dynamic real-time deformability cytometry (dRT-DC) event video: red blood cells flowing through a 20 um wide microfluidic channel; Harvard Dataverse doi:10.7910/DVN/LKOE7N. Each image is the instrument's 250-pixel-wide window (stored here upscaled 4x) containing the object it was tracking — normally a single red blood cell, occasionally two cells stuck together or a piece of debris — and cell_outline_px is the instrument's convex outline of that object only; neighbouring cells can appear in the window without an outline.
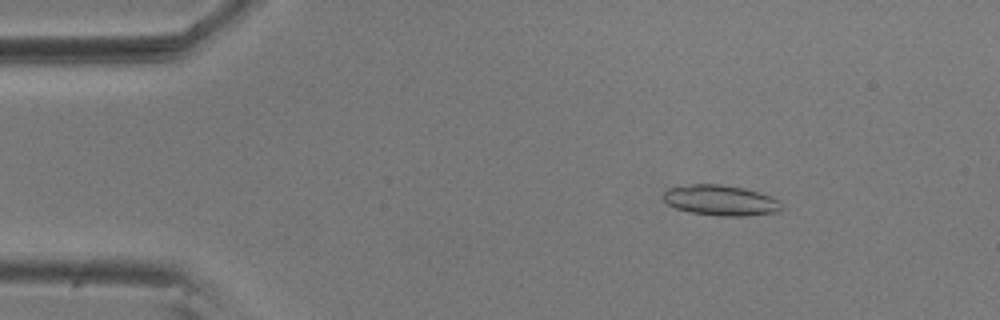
{"species": "common noctule bat (a hibernating species)", "species_latin": "Nyctalus noctula", "temperature_condition": "room temperature", "stored_images_in_passage": 56, "camera_frame_rate_fps": 3000, "um_per_image_px": 0.085, "animal": {"sex": "male", "body_mass_g": 20.5, "forearm_length_mm": 52.5}, "frame": {"image": 1, "passage_image": 8, "time_ms": 2.333, "image_size_px": [1000, 320], "cell_outline_px": [[780, 208], [776, 212], [748, 216], [720, 216], [688, 212], [676, 208], [668, 204], [664, 200], [664, 192], [668, 188], [692, 184], [720, 184], [744, 188], [772, 196], [780, 200]], "centroid_in_image_um": [61.25, 17.03], "position_along_channel_um": 23.7, "area_um2": 20.98}}
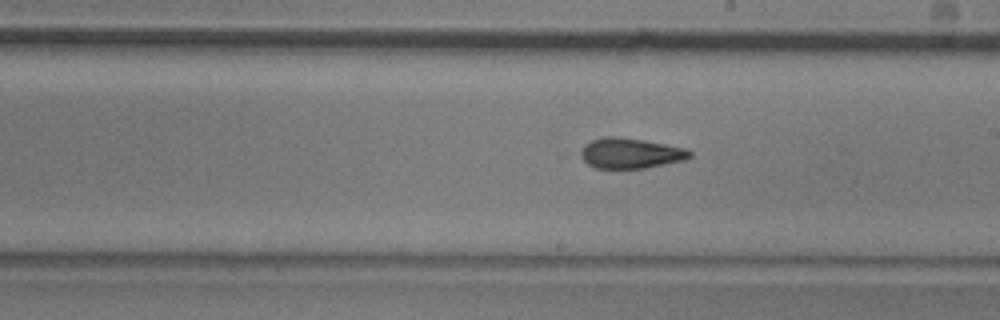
{"frame": {"image": 2, "passage_image": 31, "time_ms": 10.0, "image_size_px": [1000, 320], "cell_outline_px": [[692, 156], [684, 160], [644, 168], [596, 168], [588, 164], [584, 160], [580, 152], [584, 144], [592, 140], [604, 136], [620, 136], [644, 140], [688, 148], [692, 152]], "centroid_in_image_um": [53.61, 13.01], "position_along_channel_um": 235.4, "area_um2": 19.36}}
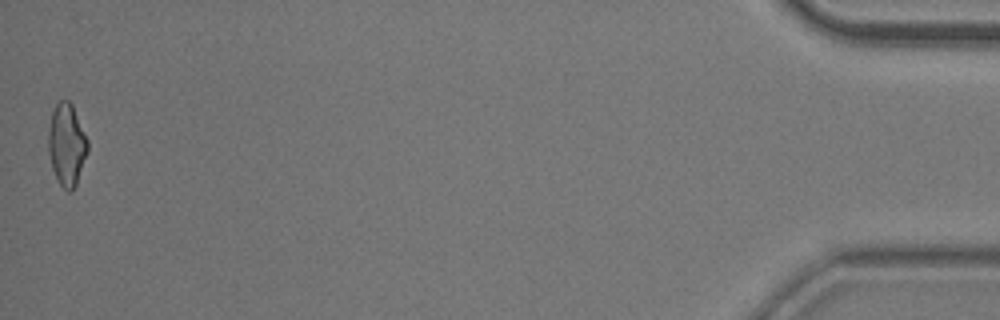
{"frame": {"image": 3, "passage_image": 55, "time_ms": 18.0, "image_size_px": [1000, 320], "cell_outline_px": [[88, 152], [76, 184], [72, 192], [68, 192], [60, 184], [52, 168], [48, 152], [48, 128], [52, 112], [56, 104], [60, 100], [68, 100], [72, 104], [88, 140]], "centroid_in_image_um": [5.67, 12.29], "position_along_channel_um": 429.5, "area_um2": 18.84}}